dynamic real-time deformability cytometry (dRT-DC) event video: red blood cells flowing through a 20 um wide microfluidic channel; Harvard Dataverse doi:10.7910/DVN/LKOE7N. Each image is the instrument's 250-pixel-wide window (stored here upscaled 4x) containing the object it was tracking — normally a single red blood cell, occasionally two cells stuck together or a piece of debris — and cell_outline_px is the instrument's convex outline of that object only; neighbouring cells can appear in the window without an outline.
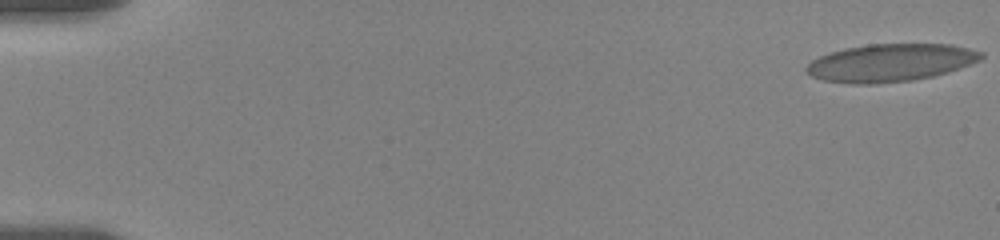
{"species": "human", "species_latin": "Homo sapiens", "temperature_condition": "room temperature", "stored_images_in_passage": 59, "camera_frame_rate_fps": 3000, "um_per_image_px": 0.085, "donor": {"sex": "female"}, "frame": {"image": 1, "passage_image": 1, "time_ms": 0.0, "image_size_px": [1000, 240], "cell_outline_px": [[984, 56], [980, 60], [932, 76], [912, 80], [872, 84], [852, 84], [824, 80], [812, 76], [804, 68], [812, 60], [820, 56], [844, 48], [868, 44], [952, 44], [984, 52]], "centroid_in_image_um": [75.67, 5.32], "position_along_channel_um": 9.3, "area_um2": 38.03}}
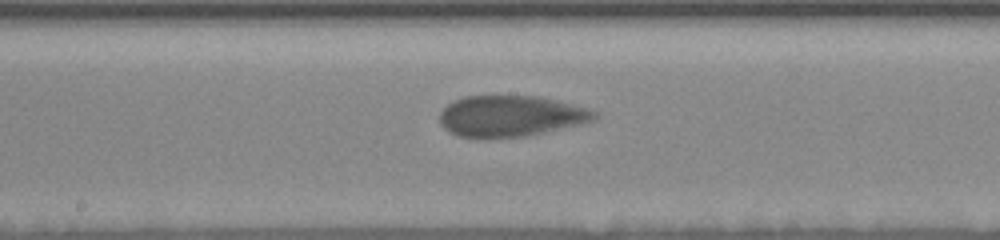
{"frame": {"image": 2, "passage_image": 32, "time_ms": 10.333, "image_size_px": [1000, 240], "cell_outline_px": [[600, 116], [596, 120], [584, 124], [524, 136], [480, 140], [456, 136], [448, 132], [440, 124], [440, 112], [448, 104], [464, 96], [540, 96], [588, 108], [600, 112]], "centroid_in_image_um": [43.43, 9.89], "position_along_channel_um": 204.8, "area_um2": 37.86}}
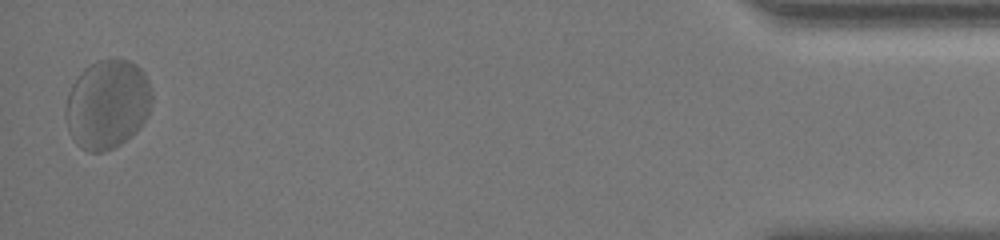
{"frame": {"image": 3, "passage_image": 58, "time_ms": 19.0, "image_size_px": [1000, 240], "cell_outline_px": [[152, 104], [148, 116], [140, 128], [120, 144], [104, 152], [88, 152], [80, 148], [72, 140], [68, 132], [64, 116], [64, 108], [68, 92], [72, 84], [80, 72], [84, 68], [100, 60], [116, 56], [128, 60], [136, 64], [144, 72], [148, 80], [152, 92]], "centroid_in_image_um": [9.11, 8.85], "position_along_channel_um": 426.1, "area_um2": 45.78}, "authors_computed_cell_mechanics": {"area_um2": 37.859, "velocity_mm_per_s": 3.4341, "shape_relaxation_time_tau1_ms": 3.3352, "shape_relaxation_time_tau2_ms": null, "deformation_change_tau1": 0.1082, "deformation_change_tau2": null}}